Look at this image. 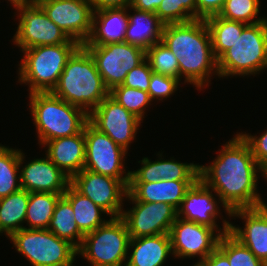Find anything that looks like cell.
I'll return each mask as SVG.
<instances>
[{
  "label": "cell",
  "mask_w": 267,
  "mask_h": 266,
  "mask_svg": "<svg viewBox=\"0 0 267 266\" xmlns=\"http://www.w3.org/2000/svg\"><path fill=\"white\" fill-rule=\"evenodd\" d=\"M16 251L32 266H59L73 260L77 248L69 241L61 239L48 229L23 228L9 237Z\"/></svg>",
  "instance_id": "cell-8"
},
{
  "label": "cell",
  "mask_w": 267,
  "mask_h": 266,
  "mask_svg": "<svg viewBox=\"0 0 267 266\" xmlns=\"http://www.w3.org/2000/svg\"><path fill=\"white\" fill-rule=\"evenodd\" d=\"M127 9H133L134 15L128 14L125 42L141 47L146 51L153 44L161 41L164 24L156 14L140 11L131 6Z\"/></svg>",
  "instance_id": "cell-25"
},
{
  "label": "cell",
  "mask_w": 267,
  "mask_h": 266,
  "mask_svg": "<svg viewBox=\"0 0 267 266\" xmlns=\"http://www.w3.org/2000/svg\"><path fill=\"white\" fill-rule=\"evenodd\" d=\"M222 148L210 165L199 166V178L215 191L227 215L238 208L257 207L261 198L257 193V172L267 179L266 171L256 162L240 133Z\"/></svg>",
  "instance_id": "cell-1"
},
{
  "label": "cell",
  "mask_w": 267,
  "mask_h": 266,
  "mask_svg": "<svg viewBox=\"0 0 267 266\" xmlns=\"http://www.w3.org/2000/svg\"><path fill=\"white\" fill-rule=\"evenodd\" d=\"M197 180H159L157 182H129L126 198L131 201L168 203L179 208L186 191Z\"/></svg>",
  "instance_id": "cell-20"
},
{
  "label": "cell",
  "mask_w": 267,
  "mask_h": 266,
  "mask_svg": "<svg viewBox=\"0 0 267 266\" xmlns=\"http://www.w3.org/2000/svg\"><path fill=\"white\" fill-rule=\"evenodd\" d=\"M127 8L94 11L92 32L84 45H107L125 42L128 24Z\"/></svg>",
  "instance_id": "cell-23"
},
{
  "label": "cell",
  "mask_w": 267,
  "mask_h": 266,
  "mask_svg": "<svg viewBox=\"0 0 267 266\" xmlns=\"http://www.w3.org/2000/svg\"><path fill=\"white\" fill-rule=\"evenodd\" d=\"M162 0H133L131 7L140 11L156 13Z\"/></svg>",
  "instance_id": "cell-43"
},
{
  "label": "cell",
  "mask_w": 267,
  "mask_h": 266,
  "mask_svg": "<svg viewBox=\"0 0 267 266\" xmlns=\"http://www.w3.org/2000/svg\"><path fill=\"white\" fill-rule=\"evenodd\" d=\"M197 19H206L218 15L225 4V0H196Z\"/></svg>",
  "instance_id": "cell-40"
},
{
  "label": "cell",
  "mask_w": 267,
  "mask_h": 266,
  "mask_svg": "<svg viewBox=\"0 0 267 266\" xmlns=\"http://www.w3.org/2000/svg\"><path fill=\"white\" fill-rule=\"evenodd\" d=\"M24 158L21 150L0 144V199L21 189L19 168Z\"/></svg>",
  "instance_id": "cell-30"
},
{
  "label": "cell",
  "mask_w": 267,
  "mask_h": 266,
  "mask_svg": "<svg viewBox=\"0 0 267 266\" xmlns=\"http://www.w3.org/2000/svg\"><path fill=\"white\" fill-rule=\"evenodd\" d=\"M29 192L20 189L0 199V234L9 238L13 233L24 228Z\"/></svg>",
  "instance_id": "cell-27"
},
{
  "label": "cell",
  "mask_w": 267,
  "mask_h": 266,
  "mask_svg": "<svg viewBox=\"0 0 267 266\" xmlns=\"http://www.w3.org/2000/svg\"><path fill=\"white\" fill-rule=\"evenodd\" d=\"M109 95L141 121L144 118V109L153 102L148 92L130 88L123 84L114 87Z\"/></svg>",
  "instance_id": "cell-35"
},
{
  "label": "cell",
  "mask_w": 267,
  "mask_h": 266,
  "mask_svg": "<svg viewBox=\"0 0 267 266\" xmlns=\"http://www.w3.org/2000/svg\"><path fill=\"white\" fill-rule=\"evenodd\" d=\"M215 229L177 217L169 232L172 254L179 258L199 256L200 261L218 245L220 234Z\"/></svg>",
  "instance_id": "cell-16"
},
{
  "label": "cell",
  "mask_w": 267,
  "mask_h": 266,
  "mask_svg": "<svg viewBox=\"0 0 267 266\" xmlns=\"http://www.w3.org/2000/svg\"><path fill=\"white\" fill-rule=\"evenodd\" d=\"M84 137V169L121 180L128 187L130 171L125 172L123 163L127 151L89 121L84 126Z\"/></svg>",
  "instance_id": "cell-10"
},
{
  "label": "cell",
  "mask_w": 267,
  "mask_h": 266,
  "mask_svg": "<svg viewBox=\"0 0 267 266\" xmlns=\"http://www.w3.org/2000/svg\"><path fill=\"white\" fill-rule=\"evenodd\" d=\"M159 160L150 161L148 157L141 160V168L130 171L129 182H157L159 180H198L199 166L194 163H181L175 159L165 160L162 154ZM162 159V160H161Z\"/></svg>",
  "instance_id": "cell-21"
},
{
  "label": "cell",
  "mask_w": 267,
  "mask_h": 266,
  "mask_svg": "<svg viewBox=\"0 0 267 266\" xmlns=\"http://www.w3.org/2000/svg\"><path fill=\"white\" fill-rule=\"evenodd\" d=\"M180 80L162 74L152 73L148 93L152 99L163 100L168 98L178 89Z\"/></svg>",
  "instance_id": "cell-37"
},
{
  "label": "cell",
  "mask_w": 267,
  "mask_h": 266,
  "mask_svg": "<svg viewBox=\"0 0 267 266\" xmlns=\"http://www.w3.org/2000/svg\"><path fill=\"white\" fill-rule=\"evenodd\" d=\"M48 230L57 237L69 241L77 249L82 244L84 235L79 231L70 202L63 195L55 205Z\"/></svg>",
  "instance_id": "cell-29"
},
{
  "label": "cell",
  "mask_w": 267,
  "mask_h": 266,
  "mask_svg": "<svg viewBox=\"0 0 267 266\" xmlns=\"http://www.w3.org/2000/svg\"><path fill=\"white\" fill-rule=\"evenodd\" d=\"M63 196L70 202L74 212L75 221L77 222L79 231L83 235L91 233L108 221L101 218L102 213L107 214L106 211L96 205L88 197L80 194L71 185L67 187Z\"/></svg>",
  "instance_id": "cell-26"
},
{
  "label": "cell",
  "mask_w": 267,
  "mask_h": 266,
  "mask_svg": "<svg viewBox=\"0 0 267 266\" xmlns=\"http://www.w3.org/2000/svg\"><path fill=\"white\" fill-rule=\"evenodd\" d=\"M193 266H208L204 261H198L197 263H195Z\"/></svg>",
  "instance_id": "cell-46"
},
{
  "label": "cell",
  "mask_w": 267,
  "mask_h": 266,
  "mask_svg": "<svg viewBox=\"0 0 267 266\" xmlns=\"http://www.w3.org/2000/svg\"><path fill=\"white\" fill-rule=\"evenodd\" d=\"M240 135L249 144L256 162L267 173V130L260 137L246 134V132Z\"/></svg>",
  "instance_id": "cell-39"
},
{
  "label": "cell",
  "mask_w": 267,
  "mask_h": 266,
  "mask_svg": "<svg viewBox=\"0 0 267 266\" xmlns=\"http://www.w3.org/2000/svg\"><path fill=\"white\" fill-rule=\"evenodd\" d=\"M88 121L126 151L141 125L139 118L110 95L88 114Z\"/></svg>",
  "instance_id": "cell-14"
},
{
  "label": "cell",
  "mask_w": 267,
  "mask_h": 266,
  "mask_svg": "<svg viewBox=\"0 0 267 266\" xmlns=\"http://www.w3.org/2000/svg\"><path fill=\"white\" fill-rule=\"evenodd\" d=\"M145 59L149 62L153 73L171 76L180 80L178 60L162 41L153 44L146 50Z\"/></svg>",
  "instance_id": "cell-34"
},
{
  "label": "cell",
  "mask_w": 267,
  "mask_h": 266,
  "mask_svg": "<svg viewBox=\"0 0 267 266\" xmlns=\"http://www.w3.org/2000/svg\"><path fill=\"white\" fill-rule=\"evenodd\" d=\"M204 262L208 266H230L227 256L218 247L205 258Z\"/></svg>",
  "instance_id": "cell-42"
},
{
  "label": "cell",
  "mask_w": 267,
  "mask_h": 266,
  "mask_svg": "<svg viewBox=\"0 0 267 266\" xmlns=\"http://www.w3.org/2000/svg\"><path fill=\"white\" fill-rule=\"evenodd\" d=\"M12 3V5L19 4V3H25V2H31L34 0H8Z\"/></svg>",
  "instance_id": "cell-45"
},
{
  "label": "cell",
  "mask_w": 267,
  "mask_h": 266,
  "mask_svg": "<svg viewBox=\"0 0 267 266\" xmlns=\"http://www.w3.org/2000/svg\"><path fill=\"white\" fill-rule=\"evenodd\" d=\"M161 41L178 60L180 81L184 75V83L201 90L208 86L212 73L219 77L210 31L204 19L164 25Z\"/></svg>",
  "instance_id": "cell-2"
},
{
  "label": "cell",
  "mask_w": 267,
  "mask_h": 266,
  "mask_svg": "<svg viewBox=\"0 0 267 266\" xmlns=\"http://www.w3.org/2000/svg\"><path fill=\"white\" fill-rule=\"evenodd\" d=\"M96 63L81 45L68 59L52 93L89 114L108 95ZM90 110V111H89Z\"/></svg>",
  "instance_id": "cell-3"
},
{
  "label": "cell",
  "mask_w": 267,
  "mask_h": 266,
  "mask_svg": "<svg viewBox=\"0 0 267 266\" xmlns=\"http://www.w3.org/2000/svg\"><path fill=\"white\" fill-rule=\"evenodd\" d=\"M259 10L260 0H225L223 9L218 15L227 20L254 24L267 19L260 17L256 19Z\"/></svg>",
  "instance_id": "cell-36"
},
{
  "label": "cell",
  "mask_w": 267,
  "mask_h": 266,
  "mask_svg": "<svg viewBox=\"0 0 267 266\" xmlns=\"http://www.w3.org/2000/svg\"><path fill=\"white\" fill-rule=\"evenodd\" d=\"M132 208L122 211L130 238L169 234L177 219V209L168 203L132 201Z\"/></svg>",
  "instance_id": "cell-15"
},
{
  "label": "cell",
  "mask_w": 267,
  "mask_h": 266,
  "mask_svg": "<svg viewBox=\"0 0 267 266\" xmlns=\"http://www.w3.org/2000/svg\"><path fill=\"white\" fill-rule=\"evenodd\" d=\"M152 73L149 62L145 59L127 73L123 85L148 92Z\"/></svg>",
  "instance_id": "cell-38"
},
{
  "label": "cell",
  "mask_w": 267,
  "mask_h": 266,
  "mask_svg": "<svg viewBox=\"0 0 267 266\" xmlns=\"http://www.w3.org/2000/svg\"><path fill=\"white\" fill-rule=\"evenodd\" d=\"M46 156L70 179L84 169V129L74 136L62 137L45 142Z\"/></svg>",
  "instance_id": "cell-22"
},
{
  "label": "cell",
  "mask_w": 267,
  "mask_h": 266,
  "mask_svg": "<svg viewBox=\"0 0 267 266\" xmlns=\"http://www.w3.org/2000/svg\"><path fill=\"white\" fill-rule=\"evenodd\" d=\"M155 14L164 25L190 22L197 19L196 0H162Z\"/></svg>",
  "instance_id": "cell-32"
},
{
  "label": "cell",
  "mask_w": 267,
  "mask_h": 266,
  "mask_svg": "<svg viewBox=\"0 0 267 266\" xmlns=\"http://www.w3.org/2000/svg\"><path fill=\"white\" fill-rule=\"evenodd\" d=\"M217 247L227 256L230 266H267L230 232L220 236Z\"/></svg>",
  "instance_id": "cell-33"
},
{
  "label": "cell",
  "mask_w": 267,
  "mask_h": 266,
  "mask_svg": "<svg viewBox=\"0 0 267 266\" xmlns=\"http://www.w3.org/2000/svg\"><path fill=\"white\" fill-rule=\"evenodd\" d=\"M63 194L30 192L25 221L28 229H48L55 205Z\"/></svg>",
  "instance_id": "cell-31"
},
{
  "label": "cell",
  "mask_w": 267,
  "mask_h": 266,
  "mask_svg": "<svg viewBox=\"0 0 267 266\" xmlns=\"http://www.w3.org/2000/svg\"><path fill=\"white\" fill-rule=\"evenodd\" d=\"M79 43L42 45L22 50L19 82L29 85V94L52 92L68 59L80 47Z\"/></svg>",
  "instance_id": "cell-5"
},
{
  "label": "cell",
  "mask_w": 267,
  "mask_h": 266,
  "mask_svg": "<svg viewBox=\"0 0 267 266\" xmlns=\"http://www.w3.org/2000/svg\"><path fill=\"white\" fill-rule=\"evenodd\" d=\"M230 217L242 218L244 229L231 224L230 233L267 265V217L255 208H238Z\"/></svg>",
  "instance_id": "cell-19"
},
{
  "label": "cell",
  "mask_w": 267,
  "mask_h": 266,
  "mask_svg": "<svg viewBox=\"0 0 267 266\" xmlns=\"http://www.w3.org/2000/svg\"><path fill=\"white\" fill-rule=\"evenodd\" d=\"M66 35L84 45L92 32L91 0H34Z\"/></svg>",
  "instance_id": "cell-12"
},
{
  "label": "cell",
  "mask_w": 267,
  "mask_h": 266,
  "mask_svg": "<svg viewBox=\"0 0 267 266\" xmlns=\"http://www.w3.org/2000/svg\"><path fill=\"white\" fill-rule=\"evenodd\" d=\"M95 60L106 88L122 85L126 75L145 60L146 51L127 42L107 45H83Z\"/></svg>",
  "instance_id": "cell-11"
},
{
  "label": "cell",
  "mask_w": 267,
  "mask_h": 266,
  "mask_svg": "<svg viewBox=\"0 0 267 266\" xmlns=\"http://www.w3.org/2000/svg\"><path fill=\"white\" fill-rule=\"evenodd\" d=\"M267 68V19L247 24L218 60L219 77L256 75Z\"/></svg>",
  "instance_id": "cell-6"
},
{
  "label": "cell",
  "mask_w": 267,
  "mask_h": 266,
  "mask_svg": "<svg viewBox=\"0 0 267 266\" xmlns=\"http://www.w3.org/2000/svg\"><path fill=\"white\" fill-rule=\"evenodd\" d=\"M13 6L17 9L20 18L12 40L21 51L42 45L78 43L70 39L59 26L51 21L35 1Z\"/></svg>",
  "instance_id": "cell-9"
},
{
  "label": "cell",
  "mask_w": 267,
  "mask_h": 266,
  "mask_svg": "<svg viewBox=\"0 0 267 266\" xmlns=\"http://www.w3.org/2000/svg\"><path fill=\"white\" fill-rule=\"evenodd\" d=\"M129 241L124 220L121 217H111L105 224L84 235L77 252L91 266H125Z\"/></svg>",
  "instance_id": "cell-7"
},
{
  "label": "cell",
  "mask_w": 267,
  "mask_h": 266,
  "mask_svg": "<svg viewBox=\"0 0 267 266\" xmlns=\"http://www.w3.org/2000/svg\"><path fill=\"white\" fill-rule=\"evenodd\" d=\"M21 189L30 192L63 194L70 185V178L47 156L37 158L22 166Z\"/></svg>",
  "instance_id": "cell-18"
},
{
  "label": "cell",
  "mask_w": 267,
  "mask_h": 266,
  "mask_svg": "<svg viewBox=\"0 0 267 266\" xmlns=\"http://www.w3.org/2000/svg\"><path fill=\"white\" fill-rule=\"evenodd\" d=\"M75 261V258L73 260H71L70 262L63 264V265H59V266H74L73 262Z\"/></svg>",
  "instance_id": "cell-47"
},
{
  "label": "cell",
  "mask_w": 267,
  "mask_h": 266,
  "mask_svg": "<svg viewBox=\"0 0 267 266\" xmlns=\"http://www.w3.org/2000/svg\"><path fill=\"white\" fill-rule=\"evenodd\" d=\"M260 211H262V213L267 217V204L264 203V201L262 200V198H260L258 206H257Z\"/></svg>",
  "instance_id": "cell-44"
},
{
  "label": "cell",
  "mask_w": 267,
  "mask_h": 266,
  "mask_svg": "<svg viewBox=\"0 0 267 266\" xmlns=\"http://www.w3.org/2000/svg\"><path fill=\"white\" fill-rule=\"evenodd\" d=\"M31 115L39 143L79 134L88 122V114L52 92L29 94Z\"/></svg>",
  "instance_id": "cell-4"
},
{
  "label": "cell",
  "mask_w": 267,
  "mask_h": 266,
  "mask_svg": "<svg viewBox=\"0 0 267 266\" xmlns=\"http://www.w3.org/2000/svg\"><path fill=\"white\" fill-rule=\"evenodd\" d=\"M70 185L106 211L109 217H121L123 197L128 190L121 180L83 169L70 179Z\"/></svg>",
  "instance_id": "cell-13"
},
{
  "label": "cell",
  "mask_w": 267,
  "mask_h": 266,
  "mask_svg": "<svg viewBox=\"0 0 267 266\" xmlns=\"http://www.w3.org/2000/svg\"><path fill=\"white\" fill-rule=\"evenodd\" d=\"M205 22L210 31L212 51L216 60L233 46L247 25L242 22L227 20L219 15L208 17Z\"/></svg>",
  "instance_id": "cell-28"
},
{
  "label": "cell",
  "mask_w": 267,
  "mask_h": 266,
  "mask_svg": "<svg viewBox=\"0 0 267 266\" xmlns=\"http://www.w3.org/2000/svg\"><path fill=\"white\" fill-rule=\"evenodd\" d=\"M128 251L131 252L128 253L125 266H163L172 254L170 236L159 234L130 238Z\"/></svg>",
  "instance_id": "cell-24"
},
{
  "label": "cell",
  "mask_w": 267,
  "mask_h": 266,
  "mask_svg": "<svg viewBox=\"0 0 267 266\" xmlns=\"http://www.w3.org/2000/svg\"><path fill=\"white\" fill-rule=\"evenodd\" d=\"M211 191V192H210ZM213 190L199 178L187 191L177 209V217L215 229L218 234L230 232L231 223L223 220V228L218 229L215 221L220 207L212 194Z\"/></svg>",
  "instance_id": "cell-17"
},
{
  "label": "cell",
  "mask_w": 267,
  "mask_h": 266,
  "mask_svg": "<svg viewBox=\"0 0 267 266\" xmlns=\"http://www.w3.org/2000/svg\"><path fill=\"white\" fill-rule=\"evenodd\" d=\"M132 2L133 0H91L94 11L107 8H128Z\"/></svg>",
  "instance_id": "cell-41"
}]
</instances>
